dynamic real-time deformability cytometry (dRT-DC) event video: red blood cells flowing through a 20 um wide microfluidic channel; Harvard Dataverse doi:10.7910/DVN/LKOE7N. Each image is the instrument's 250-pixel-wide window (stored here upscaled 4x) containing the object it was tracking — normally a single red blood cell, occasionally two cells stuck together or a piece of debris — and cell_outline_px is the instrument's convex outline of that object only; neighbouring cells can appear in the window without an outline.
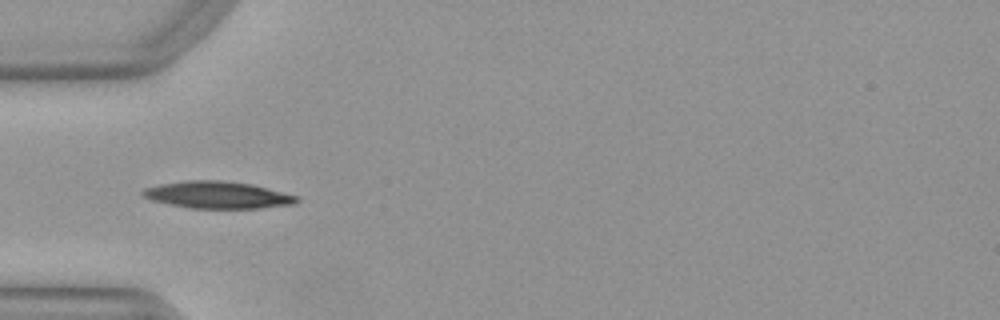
{"species": "Egyptian fruit bat (a non-hibernating species)", "species_latin": "Rousettus aegyptiacus", "temperature_condition": "warm", "stored_images_in_passage": 15, "camera_frame_rate_fps": 3000, "um_per_image_px": 0.085, "animal": {"sex": "female"}, "frame": {"image": 1, "passage_image": 5, "time_ms": 1.333, "image_size_px": [1000, 320], "cell_outline_px": [[300, 200], [296, 204], [260, 208], [192, 208], [152, 200], [144, 196], [140, 192], [144, 188], [160, 184], [184, 180], [220, 180], [252, 184], [300, 196]], "centroid_in_image_um": [18.55, 16.56], "position_along_channel_um": 66.4, "area_um2": 24.28}}
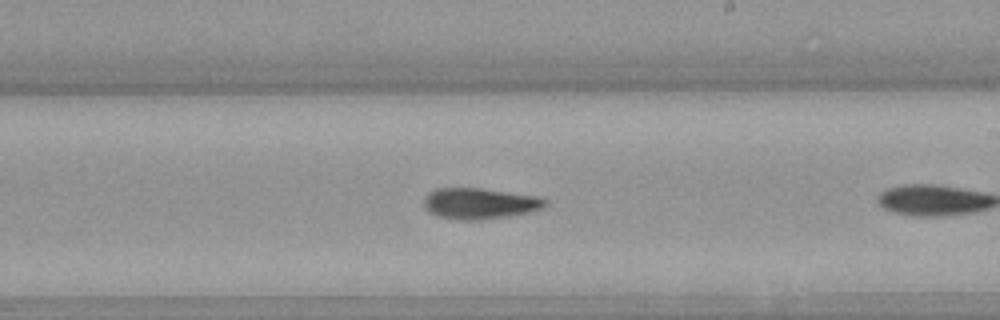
{"frame": {"image": 2, "passage_image": 13, "time_ms": 4.0, "image_size_px": [1000, 320], "cell_outline_px": [[548, 204], [540, 208], [528, 212], [508, 216], [480, 220], [460, 220], [440, 216], [428, 212], [424, 204], [424, 196], [428, 192], [436, 188], [480, 188], [540, 196], [548, 200]], "centroid_in_image_um": [40.77, 17.28], "position_along_channel_um": 248.2, "area_um2": 21.96}}